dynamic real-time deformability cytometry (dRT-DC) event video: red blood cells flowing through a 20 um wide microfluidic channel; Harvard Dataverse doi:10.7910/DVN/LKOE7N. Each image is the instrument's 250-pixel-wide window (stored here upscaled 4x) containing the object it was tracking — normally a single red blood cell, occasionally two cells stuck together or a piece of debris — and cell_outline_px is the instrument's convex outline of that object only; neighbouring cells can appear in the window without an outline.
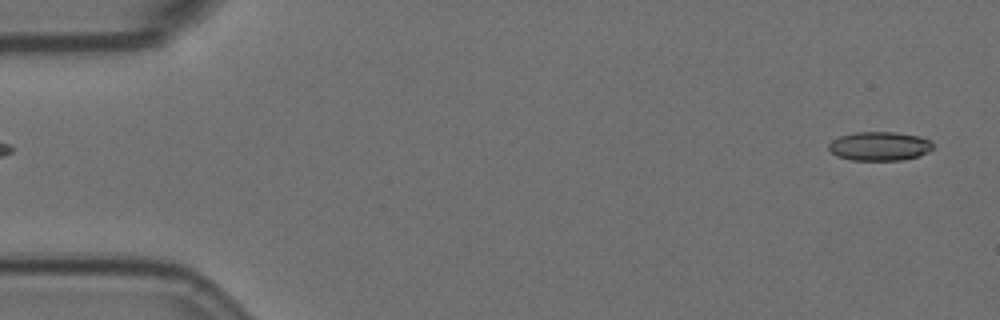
{"species": "Egyptian fruit bat (a non-hibernating species)", "species_latin": "Rousettus aegyptiacus", "temperature_condition": "room temperature", "stored_images_in_passage": 56, "camera_frame_rate_fps": 3000, "um_per_image_px": 0.085, "animal": {"sex": "female"}, "frame": {"image": 1, "passage_image": 2, "time_ms": 0.333, "image_size_px": [1000, 320], "cell_outline_px": [[936, 148], [920, 156], [900, 160], [852, 160], [836, 156], [828, 148], [828, 144], [832, 140], [840, 136], [856, 132], [896, 132], [920, 136], [932, 140]], "centroid_in_image_um": [74.82, 12.42], "position_along_channel_um": 10.2, "area_um2": 17.86}}
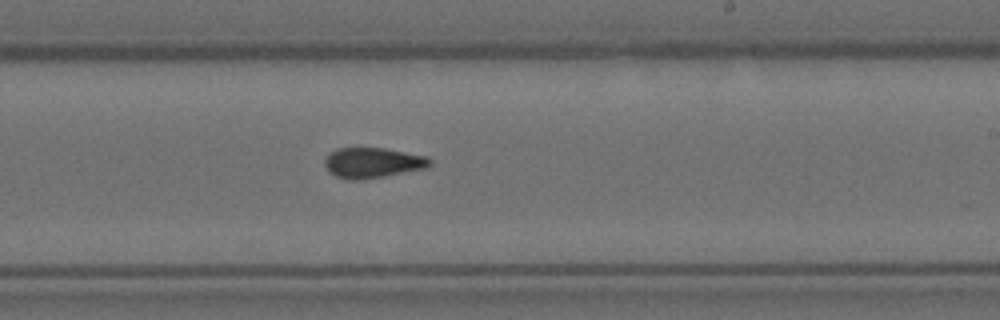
{"frame": {"image": 2, "passage_image": 33, "time_ms": 10.667, "image_size_px": [1000, 320], "cell_outline_px": [[432, 164], [428, 168], [384, 176], [356, 180], [348, 180], [336, 176], [324, 164], [324, 160], [328, 152], [336, 148], [384, 148], [428, 156], [432, 160]], "centroid_in_image_um": [31.7, 13.82], "position_along_channel_um": 257.3, "area_um2": 18.67}}
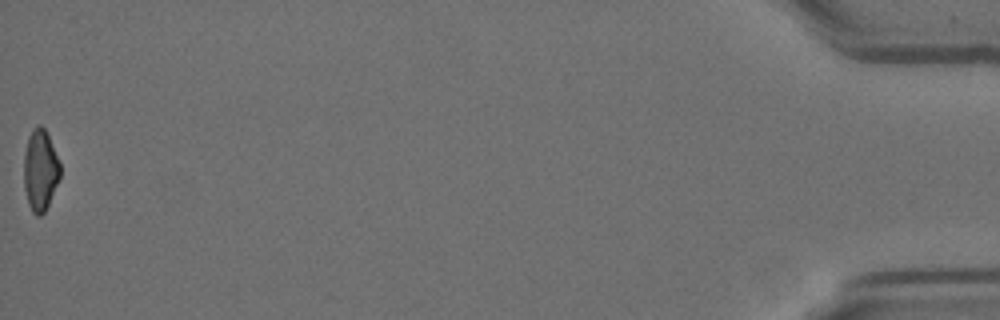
{"frame": {"image": 3, "passage_image": 56, "time_ms": 18.333, "image_size_px": [1000, 320], "cell_outline_px": [[60, 176], [48, 204], [44, 212], [40, 216], [36, 216], [32, 212], [28, 204], [24, 188], [24, 156], [28, 136], [32, 128], [36, 124], [40, 124], [44, 128], [48, 136], [60, 164]], "centroid_in_image_um": [3.4, 14.46], "position_along_channel_um": 431.8, "area_um2": 17.05}, "authors_computed_cell_mechanics": {"area_um2": 18.3226, "velocity_mm_per_s": 3.6206, "shape_relaxation_time_tau1_ms": null, "shape_relaxation_time_tau2_ms": 2.6043, "deformation_change_tau1": null, "deformation_change_tau2": 0.0919}}